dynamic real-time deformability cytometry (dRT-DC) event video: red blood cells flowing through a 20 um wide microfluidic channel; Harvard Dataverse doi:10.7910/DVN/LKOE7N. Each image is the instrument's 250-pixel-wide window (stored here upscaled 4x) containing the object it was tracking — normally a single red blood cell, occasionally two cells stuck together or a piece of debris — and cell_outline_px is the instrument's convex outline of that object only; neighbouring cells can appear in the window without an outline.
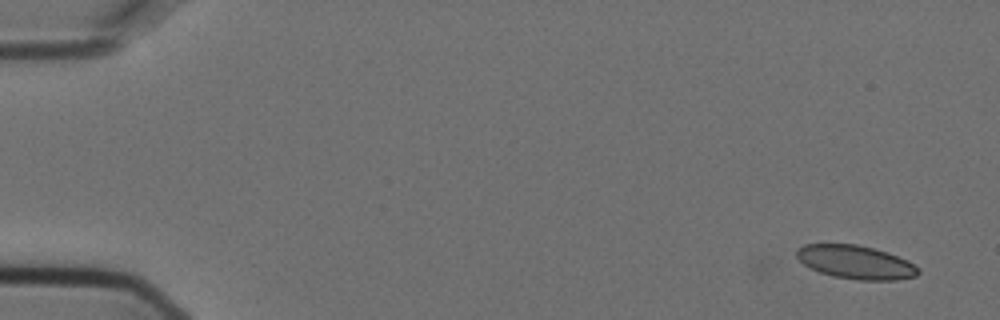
{"species": "Egyptian fruit bat (a non-hibernating species)", "species_latin": "Rousettus aegyptiacus", "temperature_condition": "cold", "stored_images_in_passage": 4, "camera_frame_rate_fps": 3000, "um_per_image_px": 0.085, "animal": {"sex": "female"}, "frame": {"image": 1, "passage_image": 1, "time_ms": 0.0, "image_size_px": [1000, 320], "cell_outline_px": [[920, 272], [916, 276], [896, 280], [856, 280], [836, 276], [820, 272], [804, 264], [796, 256], [796, 252], [804, 244], [856, 244], [888, 252], [908, 260], [920, 268]], "centroid_in_image_um": [72.79, 22.28], "position_along_channel_um": 12.2, "area_um2": 23.64}}